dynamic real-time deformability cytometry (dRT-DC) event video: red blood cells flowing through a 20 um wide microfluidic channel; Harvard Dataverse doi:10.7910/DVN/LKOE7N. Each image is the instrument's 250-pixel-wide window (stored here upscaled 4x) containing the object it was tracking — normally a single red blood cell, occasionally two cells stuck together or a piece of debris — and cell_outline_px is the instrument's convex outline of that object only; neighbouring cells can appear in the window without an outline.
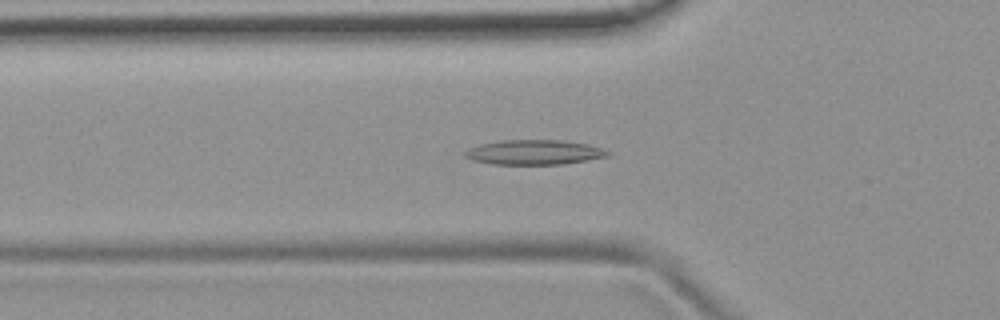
{"species": "common noctule bat (a hibernating species)", "species_latin": "Nyctalus noctula", "temperature_condition": "room temperature", "stored_images_in_passage": 53, "camera_frame_rate_fps": 3000, "um_per_image_px": 0.085, "animal": {"sex": "female", "body_mass_g": 19.9}, "frame": {"image": 1, "passage_image": 18, "time_ms": 5.667, "image_size_px": [1000, 320], "cell_outline_px": [[612, 152], [608, 156], [588, 160], [564, 164], [492, 164], [472, 160], [464, 156], [464, 152], [468, 148], [480, 144], [500, 140], [564, 140], [588, 144]], "centroid_in_image_um": [45.4, 12.94], "position_along_channel_um": 80.4, "area_um2": 20.69}}
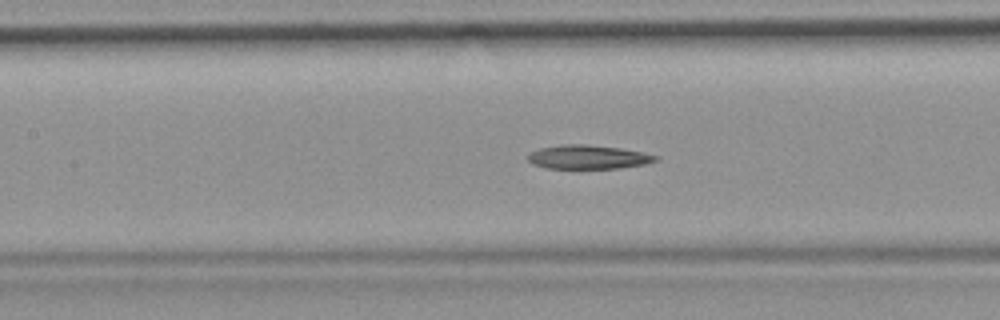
{"frame": {"image": 2, "passage_image": 24, "time_ms": 7.667, "image_size_px": [1000, 320], "cell_outline_px": [[660, 160], [644, 164], [620, 168], [544, 168], [532, 164], [524, 156], [540, 148], [560, 144], [584, 144], [620, 148], [660, 156]], "centroid_in_image_um": [49.96, 13.35], "position_along_channel_um": 157.4, "area_um2": 17.86}}
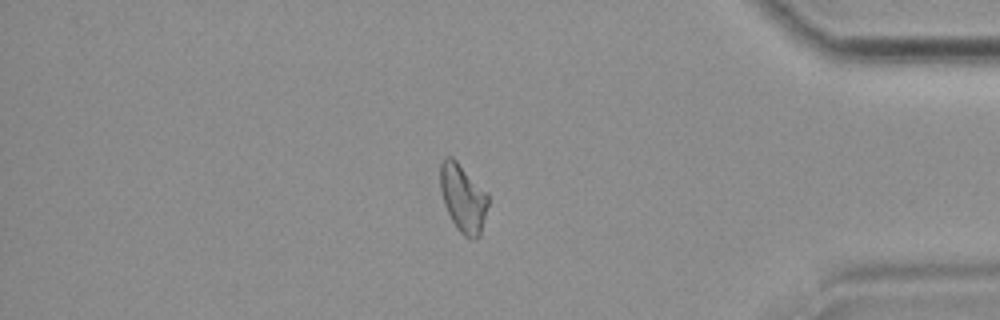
{"frame": {"image": 3, "passage_image": 45, "time_ms": 14.667, "image_size_px": [1000, 320], "cell_outline_px": [[488, 204], [480, 236], [476, 240], [472, 240], [464, 236], [456, 228], [444, 204], [440, 188], [440, 164], [444, 156], [452, 156], [488, 192]], "centroid_in_image_um": [39.36, 16.83], "position_along_channel_um": 395.8, "area_um2": 19.19}}